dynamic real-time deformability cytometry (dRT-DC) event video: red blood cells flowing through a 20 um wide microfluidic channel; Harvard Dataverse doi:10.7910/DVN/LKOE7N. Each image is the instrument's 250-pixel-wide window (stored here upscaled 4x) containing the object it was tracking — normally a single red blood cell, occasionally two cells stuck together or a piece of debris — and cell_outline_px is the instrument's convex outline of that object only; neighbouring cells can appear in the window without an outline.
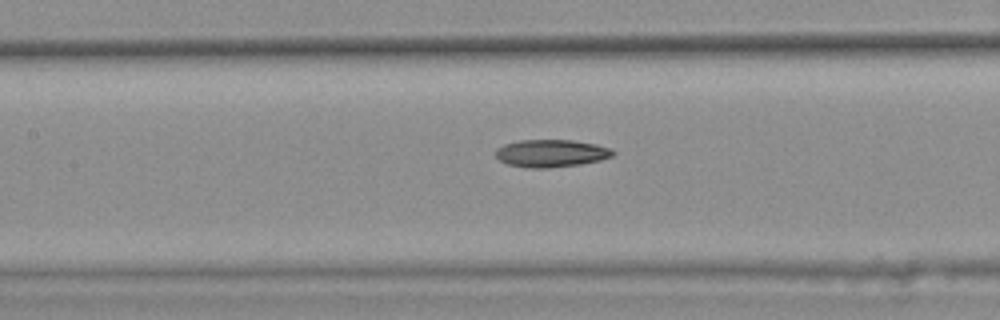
{"species": "common noctule bat (a hibernating species)", "species_latin": "Nyctalus noctula", "temperature_condition": "warm", "stored_images_in_passage": 32, "camera_frame_rate_fps": 3000, "um_per_image_px": 0.085, "animal": {"sex": "female", "body_mass_g": 25.1}, "frame": {"image": 1, "passage_image": 14, "time_ms": 4.333, "image_size_px": [1000, 320], "cell_outline_px": [[616, 152], [612, 156], [600, 160], [580, 164], [548, 168], [528, 168], [508, 164], [500, 160], [496, 156], [496, 148], [504, 144], [520, 140], [572, 140], [596, 144], [608, 148]], "centroid_in_image_um": [46.83, 13.03], "position_along_channel_um": 160.6, "area_um2": 18.73}}